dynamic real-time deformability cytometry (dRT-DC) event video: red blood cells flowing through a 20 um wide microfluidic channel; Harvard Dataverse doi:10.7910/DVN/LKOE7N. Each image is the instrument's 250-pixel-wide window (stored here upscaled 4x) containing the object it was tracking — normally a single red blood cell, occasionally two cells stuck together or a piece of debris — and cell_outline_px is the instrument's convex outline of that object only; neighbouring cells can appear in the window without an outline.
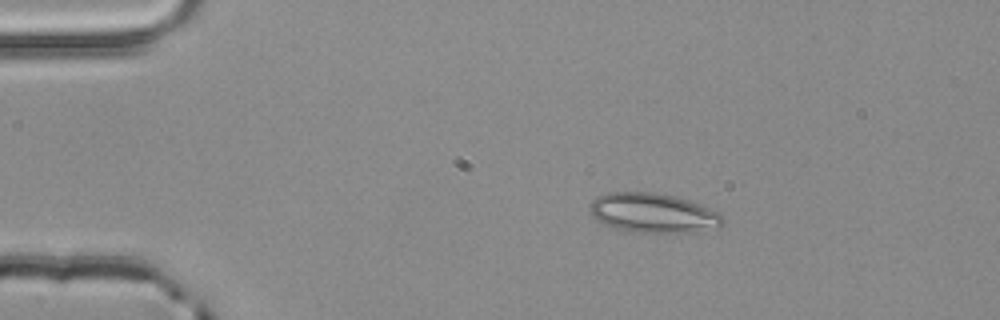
{"species": "common noctule bat (a hibernating species)", "species_latin": "Nyctalus noctula", "temperature_condition": "room temperature", "stored_images_in_passage": 2, "camera_frame_rate_fps": 3000, "um_per_image_px": 0.085, "animal": {"sex": "male", "body_mass_g": 20.4}, "frame": {"image": 1, "passage_image": 1, "time_ms": 0.0, "image_size_px": [1000, 320], "cell_outline_px": [[724, 224], [720, 228], [692, 232], [632, 232], [616, 228], [592, 216], [592, 204], [596, 196], [608, 192], [652, 192], [672, 196], [688, 200], [708, 208], [716, 212], [724, 220]], "centroid_in_image_um": [55.55, 18.11], "position_along_channel_um": 29.4, "area_um2": 30.06}}